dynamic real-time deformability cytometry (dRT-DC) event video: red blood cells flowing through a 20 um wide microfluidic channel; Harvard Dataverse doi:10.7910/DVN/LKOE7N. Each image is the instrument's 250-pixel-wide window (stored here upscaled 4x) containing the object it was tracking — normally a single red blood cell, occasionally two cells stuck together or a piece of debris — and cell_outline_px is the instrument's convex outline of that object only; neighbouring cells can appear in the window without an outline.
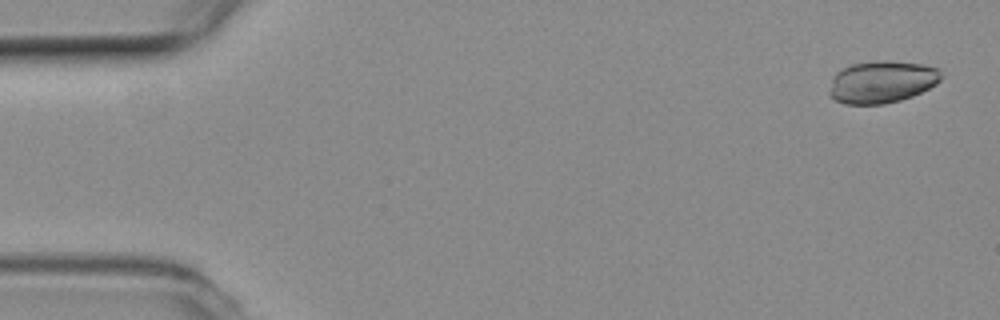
{"species": "common noctule bat (a hibernating species)", "species_latin": "Nyctalus noctula", "temperature_condition": "room temperature", "stored_images_in_passage": 53, "camera_frame_rate_fps": 3000, "um_per_image_px": 0.085, "animal": {"sex": "female", "body_mass_g": 19.3, "forearm_length_mm": 54.1}, "frame": {"image": 1, "passage_image": 2, "time_ms": 0.333, "image_size_px": [1000, 320], "cell_outline_px": [[940, 80], [936, 84], [912, 96], [900, 100], [884, 104], [844, 104], [828, 96], [828, 92], [832, 80], [836, 72], [852, 64], [920, 64], [940, 68]], "centroid_in_image_um": [74.92, 7.03], "position_along_channel_um": 10.1, "area_um2": 26.36}}
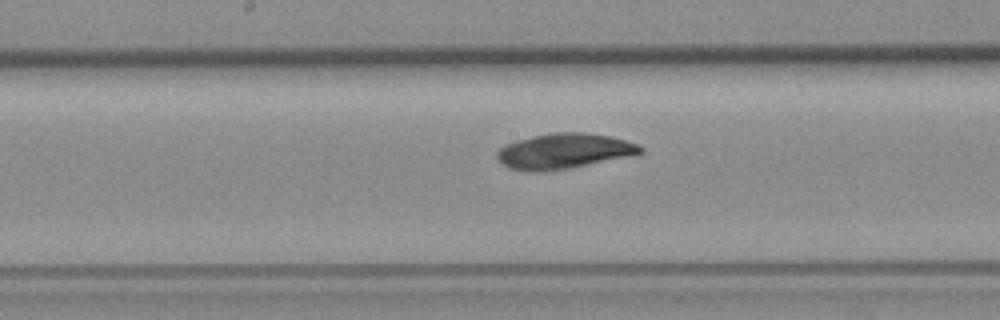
{"frame": {"image": 2, "passage_image": 27, "time_ms": 8.667, "image_size_px": [1000, 320], "cell_outline_px": [[644, 152], [572, 168], [540, 172], [532, 172], [508, 168], [496, 156], [496, 152], [504, 144], [516, 140], [532, 136], [552, 132], [584, 132], [608, 136], [624, 140], [636, 144], [644, 148]], "centroid_in_image_um": [47.88, 12.84], "position_along_channel_um": 200.3, "area_um2": 29.36}}
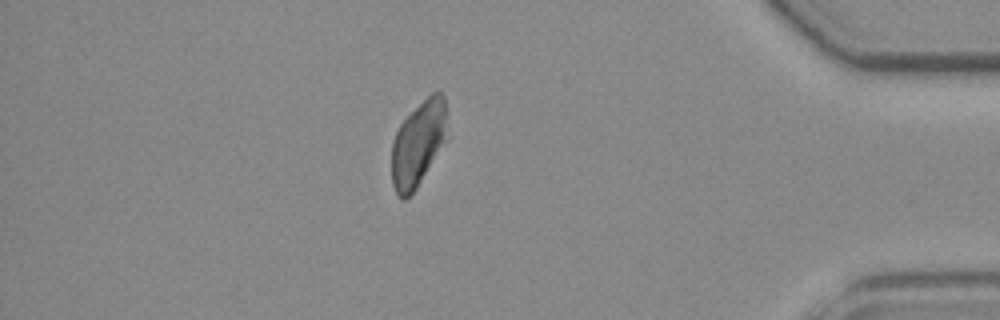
{"frame": {"image": 3, "passage_image": 46, "time_ms": 15.0, "image_size_px": [1000, 320], "cell_outline_px": [[444, 140], [412, 196], [404, 200], [400, 200], [392, 184], [392, 140], [400, 124], [432, 92], [440, 92], [444, 96]], "centroid_in_image_um": [35.47, 12.29], "position_along_channel_um": 399.7, "area_um2": 26.53}}